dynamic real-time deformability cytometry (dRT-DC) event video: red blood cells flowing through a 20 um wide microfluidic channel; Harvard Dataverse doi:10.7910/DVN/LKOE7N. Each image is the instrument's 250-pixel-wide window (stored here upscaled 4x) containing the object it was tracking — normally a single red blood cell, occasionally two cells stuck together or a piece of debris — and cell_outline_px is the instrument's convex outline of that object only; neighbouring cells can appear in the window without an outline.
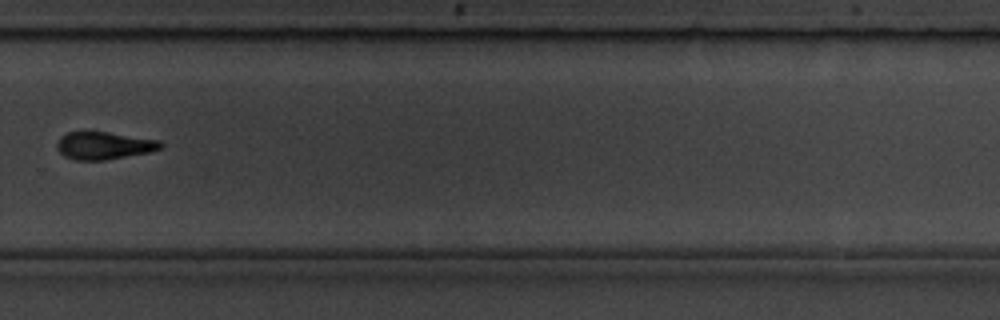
{"species": "common noctule bat (a hibernating species)", "species_latin": "Nyctalus noctula", "temperature_condition": "room temperature", "stored_images_in_passage": 11, "camera_frame_rate_fps": 3000, "um_per_image_px": 0.085, "animal": {"sex": "male", "body_mass_g": 19.5, "forearm_length_mm": 54.6}, "frame": {"image": 1, "passage_image": 7, "time_ms": 7.0, "image_size_px": [1000, 320], "cell_outline_px": [[164, 144], [160, 148], [148, 152], [104, 160], [72, 160], [64, 156], [56, 148], [56, 144], [60, 136], [68, 132], [108, 132], [160, 140]], "centroid_in_image_um": [8.8, 12.37], "position_along_channel_um": 321.0, "area_um2": 16.59}, "authors_computed_cell_mechanics": {"area_um2": 16.8776, "velocity_mm_per_s": 3.7631, "shape_relaxation_time_tau1_ms": 2.4671, "shape_relaxation_time_tau2_ms": 4.8313, "deformation_change_tau1": 0.1135, "deformation_change_tau2": 0.1332}}